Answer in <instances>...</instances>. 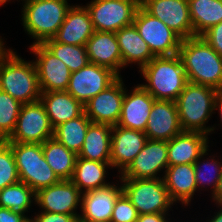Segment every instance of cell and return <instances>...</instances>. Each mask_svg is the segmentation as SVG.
I'll return each mask as SVG.
<instances>
[{"label":"cell","mask_w":222,"mask_h":222,"mask_svg":"<svg viewBox=\"0 0 222 222\" xmlns=\"http://www.w3.org/2000/svg\"><path fill=\"white\" fill-rule=\"evenodd\" d=\"M178 56L189 82L222 90V56L204 39L194 36L182 40Z\"/></svg>","instance_id":"cell-1"},{"label":"cell","mask_w":222,"mask_h":222,"mask_svg":"<svg viewBox=\"0 0 222 222\" xmlns=\"http://www.w3.org/2000/svg\"><path fill=\"white\" fill-rule=\"evenodd\" d=\"M139 72L148 84H140L156 100L176 101L188 82L178 54L155 56Z\"/></svg>","instance_id":"cell-2"},{"label":"cell","mask_w":222,"mask_h":222,"mask_svg":"<svg viewBox=\"0 0 222 222\" xmlns=\"http://www.w3.org/2000/svg\"><path fill=\"white\" fill-rule=\"evenodd\" d=\"M0 89L21 104L40 101L41 90L35 63L24 61L10 49L0 61Z\"/></svg>","instance_id":"cell-3"},{"label":"cell","mask_w":222,"mask_h":222,"mask_svg":"<svg viewBox=\"0 0 222 222\" xmlns=\"http://www.w3.org/2000/svg\"><path fill=\"white\" fill-rule=\"evenodd\" d=\"M217 89L187 82L184 90L176 99L177 111L184 131L200 132L210 135L214 127L207 126L214 111V99Z\"/></svg>","instance_id":"cell-4"},{"label":"cell","mask_w":222,"mask_h":222,"mask_svg":"<svg viewBox=\"0 0 222 222\" xmlns=\"http://www.w3.org/2000/svg\"><path fill=\"white\" fill-rule=\"evenodd\" d=\"M23 1L24 5L21 9L23 28L31 38L36 39L33 44L43 43L53 38L71 7L67 0Z\"/></svg>","instance_id":"cell-5"},{"label":"cell","mask_w":222,"mask_h":222,"mask_svg":"<svg viewBox=\"0 0 222 222\" xmlns=\"http://www.w3.org/2000/svg\"><path fill=\"white\" fill-rule=\"evenodd\" d=\"M8 143L15 159L20 181L35 192L60 181L46 162L42 144Z\"/></svg>","instance_id":"cell-6"},{"label":"cell","mask_w":222,"mask_h":222,"mask_svg":"<svg viewBox=\"0 0 222 222\" xmlns=\"http://www.w3.org/2000/svg\"><path fill=\"white\" fill-rule=\"evenodd\" d=\"M123 193L139 215L168 213L171 201L163 178L121 179Z\"/></svg>","instance_id":"cell-7"},{"label":"cell","mask_w":222,"mask_h":222,"mask_svg":"<svg viewBox=\"0 0 222 222\" xmlns=\"http://www.w3.org/2000/svg\"><path fill=\"white\" fill-rule=\"evenodd\" d=\"M140 0H92L86 5L94 31L117 32L132 25Z\"/></svg>","instance_id":"cell-8"},{"label":"cell","mask_w":222,"mask_h":222,"mask_svg":"<svg viewBox=\"0 0 222 222\" xmlns=\"http://www.w3.org/2000/svg\"><path fill=\"white\" fill-rule=\"evenodd\" d=\"M133 24L155 56L178 54L182 39L141 5L136 11Z\"/></svg>","instance_id":"cell-9"},{"label":"cell","mask_w":222,"mask_h":222,"mask_svg":"<svg viewBox=\"0 0 222 222\" xmlns=\"http://www.w3.org/2000/svg\"><path fill=\"white\" fill-rule=\"evenodd\" d=\"M54 128L41 101L22 104L15 130L8 142L42 144L53 138Z\"/></svg>","instance_id":"cell-10"},{"label":"cell","mask_w":222,"mask_h":222,"mask_svg":"<svg viewBox=\"0 0 222 222\" xmlns=\"http://www.w3.org/2000/svg\"><path fill=\"white\" fill-rule=\"evenodd\" d=\"M119 76L110 68L88 63L72 72L67 92L85 105L91 98L110 86Z\"/></svg>","instance_id":"cell-11"},{"label":"cell","mask_w":222,"mask_h":222,"mask_svg":"<svg viewBox=\"0 0 222 222\" xmlns=\"http://www.w3.org/2000/svg\"><path fill=\"white\" fill-rule=\"evenodd\" d=\"M29 49L37 56L34 63L41 92L66 91L72 73L66 64L42 43L31 44Z\"/></svg>","instance_id":"cell-12"},{"label":"cell","mask_w":222,"mask_h":222,"mask_svg":"<svg viewBox=\"0 0 222 222\" xmlns=\"http://www.w3.org/2000/svg\"><path fill=\"white\" fill-rule=\"evenodd\" d=\"M140 5L182 40L193 37L188 0H141Z\"/></svg>","instance_id":"cell-13"},{"label":"cell","mask_w":222,"mask_h":222,"mask_svg":"<svg viewBox=\"0 0 222 222\" xmlns=\"http://www.w3.org/2000/svg\"><path fill=\"white\" fill-rule=\"evenodd\" d=\"M125 90L123 80L119 76L110 86L84 105L86 116L92 123L117 125Z\"/></svg>","instance_id":"cell-14"},{"label":"cell","mask_w":222,"mask_h":222,"mask_svg":"<svg viewBox=\"0 0 222 222\" xmlns=\"http://www.w3.org/2000/svg\"><path fill=\"white\" fill-rule=\"evenodd\" d=\"M167 141L147 139L143 149L137 154L119 179L159 178L157 174L168 167Z\"/></svg>","instance_id":"cell-15"},{"label":"cell","mask_w":222,"mask_h":222,"mask_svg":"<svg viewBox=\"0 0 222 222\" xmlns=\"http://www.w3.org/2000/svg\"><path fill=\"white\" fill-rule=\"evenodd\" d=\"M82 193L71 180H60L58 183L40 189L36 192L35 203L41 211L67 214H77V206L81 205Z\"/></svg>","instance_id":"cell-16"},{"label":"cell","mask_w":222,"mask_h":222,"mask_svg":"<svg viewBox=\"0 0 222 222\" xmlns=\"http://www.w3.org/2000/svg\"><path fill=\"white\" fill-rule=\"evenodd\" d=\"M122 193V185L115 184L82 193L78 222H110L115 202Z\"/></svg>","instance_id":"cell-17"},{"label":"cell","mask_w":222,"mask_h":222,"mask_svg":"<svg viewBox=\"0 0 222 222\" xmlns=\"http://www.w3.org/2000/svg\"><path fill=\"white\" fill-rule=\"evenodd\" d=\"M127 92L128 90H125L117 126L144 132L156 99L140 84H137L130 93Z\"/></svg>","instance_id":"cell-18"},{"label":"cell","mask_w":222,"mask_h":222,"mask_svg":"<svg viewBox=\"0 0 222 222\" xmlns=\"http://www.w3.org/2000/svg\"><path fill=\"white\" fill-rule=\"evenodd\" d=\"M147 141L145 132L112 126L111 132V168L122 173L143 149Z\"/></svg>","instance_id":"cell-19"},{"label":"cell","mask_w":222,"mask_h":222,"mask_svg":"<svg viewBox=\"0 0 222 222\" xmlns=\"http://www.w3.org/2000/svg\"><path fill=\"white\" fill-rule=\"evenodd\" d=\"M183 131L176 102L155 100L144 131L147 139L169 141Z\"/></svg>","instance_id":"cell-20"},{"label":"cell","mask_w":222,"mask_h":222,"mask_svg":"<svg viewBox=\"0 0 222 222\" xmlns=\"http://www.w3.org/2000/svg\"><path fill=\"white\" fill-rule=\"evenodd\" d=\"M93 33L94 28L86 6L72 5L53 39L63 44L85 46Z\"/></svg>","instance_id":"cell-21"},{"label":"cell","mask_w":222,"mask_h":222,"mask_svg":"<svg viewBox=\"0 0 222 222\" xmlns=\"http://www.w3.org/2000/svg\"><path fill=\"white\" fill-rule=\"evenodd\" d=\"M85 47L89 63L110 68L121 76L122 56L115 32L94 31Z\"/></svg>","instance_id":"cell-22"},{"label":"cell","mask_w":222,"mask_h":222,"mask_svg":"<svg viewBox=\"0 0 222 222\" xmlns=\"http://www.w3.org/2000/svg\"><path fill=\"white\" fill-rule=\"evenodd\" d=\"M208 136L200 132L183 131L167 141L168 166L194 164L209 147Z\"/></svg>","instance_id":"cell-23"},{"label":"cell","mask_w":222,"mask_h":222,"mask_svg":"<svg viewBox=\"0 0 222 222\" xmlns=\"http://www.w3.org/2000/svg\"><path fill=\"white\" fill-rule=\"evenodd\" d=\"M164 174L162 178L171 201L190 205L189 202L197 190L194 164L168 166Z\"/></svg>","instance_id":"cell-24"},{"label":"cell","mask_w":222,"mask_h":222,"mask_svg":"<svg viewBox=\"0 0 222 222\" xmlns=\"http://www.w3.org/2000/svg\"><path fill=\"white\" fill-rule=\"evenodd\" d=\"M40 101L45 107L53 128L85 112L84 105L67 91L41 92Z\"/></svg>","instance_id":"cell-25"},{"label":"cell","mask_w":222,"mask_h":222,"mask_svg":"<svg viewBox=\"0 0 222 222\" xmlns=\"http://www.w3.org/2000/svg\"><path fill=\"white\" fill-rule=\"evenodd\" d=\"M115 35L122 56V68L137 63L141 69L155 57L134 24L121 28Z\"/></svg>","instance_id":"cell-26"},{"label":"cell","mask_w":222,"mask_h":222,"mask_svg":"<svg viewBox=\"0 0 222 222\" xmlns=\"http://www.w3.org/2000/svg\"><path fill=\"white\" fill-rule=\"evenodd\" d=\"M112 126L91 123L78 157L98 162H110Z\"/></svg>","instance_id":"cell-27"},{"label":"cell","mask_w":222,"mask_h":222,"mask_svg":"<svg viewBox=\"0 0 222 222\" xmlns=\"http://www.w3.org/2000/svg\"><path fill=\"white\" fill-rule=\"evenodd\" d=\"M110 167L111 162H98L77 157L70 180L78 187L81 193L96 190L110 184V182L105 181L106 169Z\"/></svg>","instance_id":"cell-28"},{"label":"cell","mask_w":222,"mask_h":222,"mask_svg":"<svg viewBox=\"0 0 222 222\" xmlns=\"http://www.w3.org/2000/svg\"><path fill=\"white\" fill-rule=\"evenodd\" d=\"M193 37L222 22V0H188Z\"/></svg>","instance_id":"cell-29"},{"label":"cell","mask_w":222,"mask_h":222,"mask_svg":"<svg viewBox=\"0 0 222 222\" xmlns=\"http://www.w3.org/2000/svg\"><path fill=\"white\" fill-rule=\"evenodd\" d=\"M42 151L46 162L60 180H70L75 168L78 155L68 150L55 138L42 143Z\"/></svg>","instance_id":"cell-30"},{"label":"cell","mask_w":222,"mask_h":222,"mask_svg":"<svg viewBox=\"0 0 222 222\" xmlns=\"http://www.w3.org/2000/svg\"><path fill=\"white\" fill-rule=\"evenodd\" d=\"M92 122L85 112L72 120L63 122L54 128V136L59 143L77 155L82 149L87 129Z\"/></svg>","instance_id":"cell-31"},{"label":"cell","mask_w":222,"mask_h":222,"mask_svg":"<svg viewBox=\"0 0 222 222\" xmlns=\"http://www.w3.org/2000/svg\"><path fill=\"white\" fill-rule=\"evenodd\" d=\"M36 192L27 184L19 181L0 190V207L10 209L13 213L25 215L35 202Z\"/></svg>","instance_id":"cell-32"},{"label":"cell","mask_w":222,"mask_h":222,"mask_svg":"<svg viewBox=\"0 0 222 222\" xmlns=\"http://www.w3.org/2000/svg\"><path fill=\"white\" fill-rule=\"evenodd\" d=\"M42 44L62 60L71 72L78 71L89 63L85 46L63 44L53 38L45 40Z\"/></svg>","instance_id":"cell-33"},{"label":"cell","mask_w":222,"mask_h":222,"mask_svg":"<svg viewBox=\"0 0 222 222\" xmlns=\"http://www.w3.org/2000/svg\"><path fill=\"white\" fill-rule=\"evenodd\" d=\"M208 150L209 149L207 148L194 162L195 179L198 191L199 189L204 188L205 185H208L210 187L212 186L211 194L213 196L215 191L217 190L218 183L222 174V162H219L215 160L214 157L211 158L210 156V159H208L207 162L206 159L201 162V158H203V156H206V154L208 155ZM209 160H211V162H209Z\"/></svg>","instance_id":"cell-34"},{"label":"cell","mask_w":222,"mask_h":222,"mask_svg":"<svg viewBox=\"0 0 222 222\" xmlns=\"http://www.w3.org/2000/svg\"><path fill=\"white\" fill-rule=\"evenodd\" d=\"M22 104L0 89V131L8 139L15 130Z\"/></svg>","instance_id":"cell-35"},{"label":"cell","mask_w":222,"mask_h":222,"mask_svg":"<svg viewBox=\"0 0 222 222\" xmlns=\"http://www.w3.org/2000/svg\"><path fill=\"white\" fill-rule=\"evenodd\" d=\"M19 181L15 159L7 142L0 146V190Z\"/></svg>","instance_id":"cell-36"},{"label":"cell","mask_w":222,"mask_h":222,"mask_svg":"<svg viewBox=\"0 0 222 222\" xmlns=\"http://www.w3.org/2000/svg\"><path fill=\"white\" fill-rule=\"evenodd\" d=\"M138 216L136 208L122 193L115 202L110 222H136Z\"/></svg>","instance_id":"cell-37"},{"label":"cell","mask_w":222,"mask_h":222,"mask_svg":"<svg viewBox=\"0 0 222 222\" xmlns=\"http://www.w3.org/2000/svg\"><path fill=\"white\" fill-rule=\"evenodd\" d=\"M200 37L222 56V22L208 29Z\"/></svg>","instance_id":"cell-38"},{"label":"cell","mask_w":222,"mask_h":222,"mask_svg":"<svg viewBox=\"0 0 222 222\" xmlns=\"http://www.w3.org/2000/svg\"><path fill=\"white\" fill-rule=\"evenodd\" d=\"M79 215H67L41 211L34 216L36 222H78Z\"/></svg>","instance_id":"cell-39"},{"label":"cell","mask_w":222,"mask_h":222,"mask_svg":"<svg viewBox=\"0 0 222 222\" xmlns=\"http://www.w3.org/2000/svg\"><path fill=\"white\" fill-rule=\"evenodd\" d=\"M27 215L13 213L10 209L0 207V222H23Z\"/></svg>","instance_id":"cell-40"},{"label":"cell","mask_w":222,"mask_h":222,"mask_svg":"<svg viewBox=\"0 0 222 222\" xmlns=\"http://www.w3.org/2000/svg\"><path fill=\"white\" fill-rule=\"evenodd\" d=\"M167 213H153L139 215L136 222H168Z\"/></svg>","instance_id":"cell-41"},{"label":"cell","mask_w":222,"mask_h":222,"mask_svg":"<svg viewBox=\"0 0 222 222\" xmlns=\"http://www.w3.org/2000/svg\"><path fill=\"white\" fill-rule=\"evenodd\" d=\"M213 201H215L216 205H222V174L218 183L217 190L215 191L214 195L211 196Z\"/></svg>","instance_id":"cell-42"},{"label":"cell","mask_w":222,"mask_h":222,"mask_svg":"<svg viewBox=\"0 0 222 222\" xmlns=\"http://www.w3.org/2000/svg\"><path fill=\"white\" fill-rule=\"evenodd\" d=\"M219 108V109H218ZM219 110L220 112V121L222 122V90H217L215 99H214V110Z\"/></svg>","instance_id":"cell-43"},{"label":"cell","mask_w":222,"mask_h":222,"mask_svg":"<svg viewBox=\"0 0 222 222\" xmlns=\"http://www.w3.org/2000/svg\"><path fill=\"white\" fill-rule=\"evenodd\" d=\"M219 206H221V209L216 212V214L211 220H208L209 222H222V205H218V208Z\"/></svg>","instance_id":"cell-44"},{"label":"cell","mask_w":222,"mask_h":222,"mask_svg":"<svg viewBox=\"0 0 222 222\" xmlns=\"http://www.w3.org/2000/svg\"><path fill=\"white\" fill-rule=\"evenodd\" d=\"M4 47H6V46H4V42L1 37L0 38V61L7 54V52L10 50V49L4 48Z\"/></svg>","instance_id":"cell-45"},{"label":"cell","mask_w":222,"mask_h":222,"mask_svg":"<svg viewBox=\"0 0 222 222\" xmlns=\"http://www.w3.org/2000/svg\"><path fill=\"white\" fill-rule=\"evenodd\" d=\"M7 142H8V139L0 131V146L6 144Z\"/></svg>","instance_id":"cell-46"},{"label":"cell","mask_w":222,"mask_h":222,"mask_svg":"<svg viewBox=\"0 0 222 222\" xmlns=\"http://www.w3.org/2000/svg\"><path fill=\"white\" fill-rule=\"evenodd\" d=\"M23 222H36L34 218H25Z\"/></svg>","instance_id":"cell-47"},{"label":"cell","mask_w":222,"mask_h":222,"mask_svg":"<svg viewBox=\"0 0 222 222\" xmlns=\"http://www.w3.org/2000/svg\"><path fill=\"white\" fill-rule=\"evenodd\" d=\"M10 0H0V6L4 5V3L6 4V2H8Z\"/></svg>","instance_id":"cell-48"}]
</instances>
